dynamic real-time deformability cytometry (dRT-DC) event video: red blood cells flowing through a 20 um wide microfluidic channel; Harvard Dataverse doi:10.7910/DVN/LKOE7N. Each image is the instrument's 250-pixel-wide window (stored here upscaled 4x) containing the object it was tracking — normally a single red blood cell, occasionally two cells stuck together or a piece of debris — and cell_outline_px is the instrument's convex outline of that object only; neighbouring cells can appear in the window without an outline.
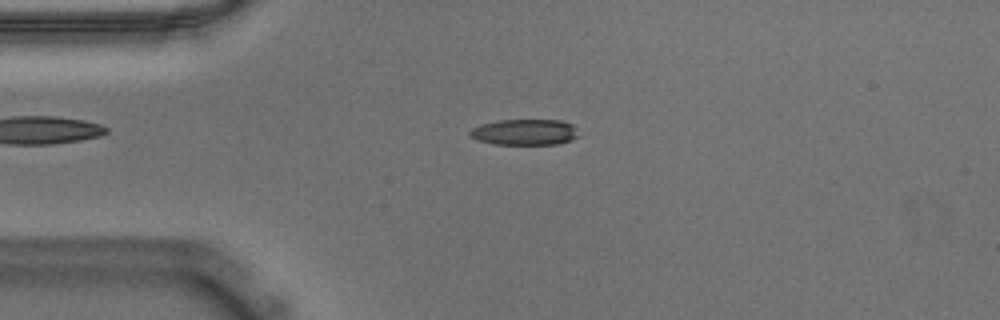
{"species": "Egyptian fruit bat (a non-hibernating species)", "species_latin": "Rousettus aegyptiacus", "temperature_condition": "warm", "stored_images_in_passage": 54, "camera_frame_rate_fps": 3000, "um_per_image_px": 0.085, "animal": {"sex": "male"}, "frame": {"image": 1, "passage_image": 12, "time_ms": 3.667, "image_size_px": [1000, 320], "cell_outline_px": [[580, 136], [572, 140], [556, 144], [492, 144], [476, 140], [468, 136], [468, 132], [472, 128], [480, 124], [500, 120], [560, 120], [572, 124]], "centroid_in_image_um": [44.57, 11.23], "position_along_channel_um": 40.4, "area_um2": 16.59}}
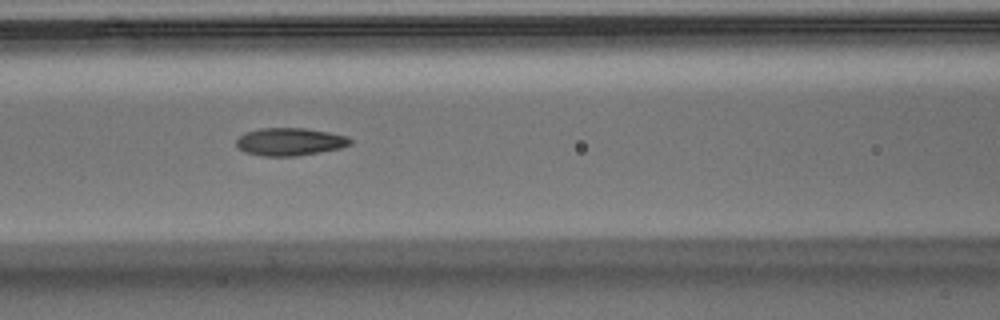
{"frame": {"image": 2, "passage_image": 22, "time_ms": 7.0, "image_size_px": [1000, 320], "cell_outline_px": [[352, 144], [340, 148], [320, 152], [296, 156], [264, 156], [244, 152], [236, 148], [236, 140], [244, 132], [260, 128], [304, 128], [328, 132], [348, 136], [352, 140]], "centroid_in_image_um": [24.62, 12.05], "position_along_channel_um": 142.0, "area_um2": 18.55}}
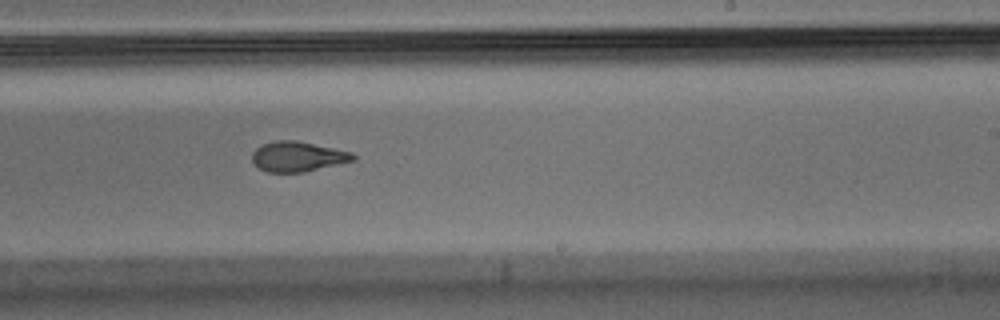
{"frame": {"image": 3, "passage_image": 32, "time_ms": 10.333, "image_size_px": [1000, 320], "cell_outline_px": [[356, 160], [304, 172], [268, 172], [260, 168], [252, 160], [252, 152], [256, 148], [272, 140], [296, 140], [352, 152], [356, 156]], "centroid_in_image_um": [25.32, 13.3], "position_along_channel_um": 263.7, "area_um2": 17.63}, "authors_computed_cell_mechanics": {"area_um2": 18.3226, "velocity_mm_per_s": 3.6633, "shape_relaxation_time_tau1_ms": null, "shape_relaxation_time_tau2_ms": 1.6679, "deformation_change_tau1": null, "deformation_change_tau2": 0.0867}}